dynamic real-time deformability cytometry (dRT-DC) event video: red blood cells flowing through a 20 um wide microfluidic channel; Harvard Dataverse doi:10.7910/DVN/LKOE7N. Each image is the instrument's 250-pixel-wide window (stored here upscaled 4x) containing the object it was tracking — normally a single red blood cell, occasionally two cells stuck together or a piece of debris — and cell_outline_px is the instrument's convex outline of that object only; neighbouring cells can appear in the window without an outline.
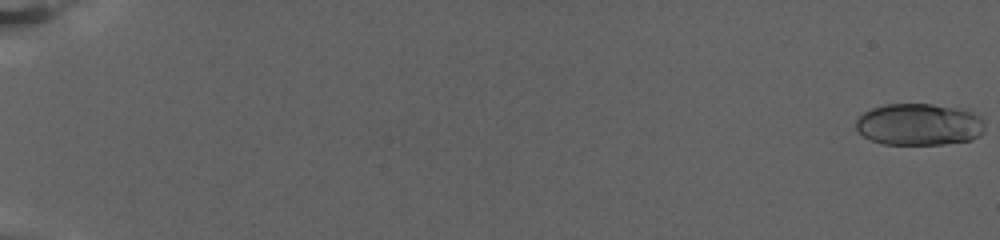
{"species": "human", "species_latin": "Homo sapiens", "temperature_condition": "warm", "stored_images_in_passage": 76, "camera_frame_rate_fps": 3000, "um_per_image_px": 0.085, "donor": {"sex": "female"}, "frame": {"image": 1, "passage_image": 1, "time_ms": 0.0, "image_size_px": [1000, 240], "cell_outline_px": [[984, 132], [972, 140], [944, 144], [884, 144], [872, 140], [864, 136], [856, 128], [856, 120], [864, 112], [872, 108], [884, 104], [932, 104], [956, 108], [972, 112], [984, 120]], "centroid_in_image_um": [78.13, 10.58], "position_along_channel_um": 6.9, "area_um2": 31.39}}
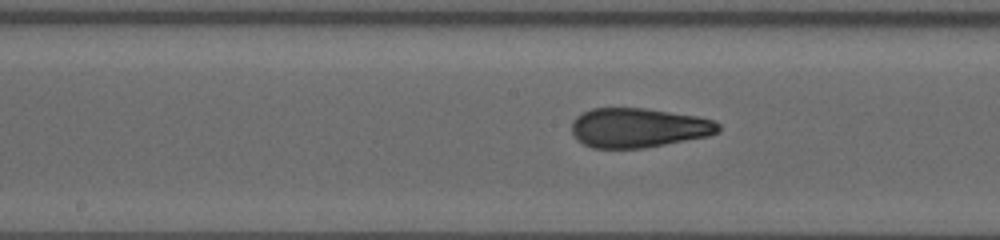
{"frame": {"image": 2, "passage_image": 43, "time_ms": 14.0, "image_size_px": [1000, 240], "cell_outline_px": [[720, 132], [708, 136], [644, 148], [592, 148], [576, 140], [572, 132], [572, 120], [580, 112], [592, 108], [644, 108], [696, 116], [712, 120], [720, 124]], "centroid_in_image_um": [54.23, 10.86], "position_along_channel_um": 194.0, "area_um2": 33.87}}
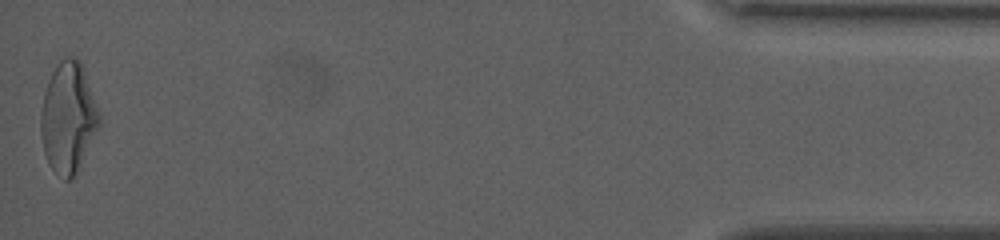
{"frame": {"image": 3, "passage_image": 76, "time_ms": 25.0, "image_size_px": [1000, 240], "cell_outline_px": [[100, 124], [72, 176], [68, 180], [64, 180], [48, 164], [44, 152], [40, 132], [40, 112], [44, 92], [48, 80], [52, 72], [60, 60], [68, 56], [76, 56], [80, 60], [100, 116]], "centroid_in_image_um": [5.75, 9.94], "position_along_channel_um": 429.5, "area_um2": 36.82}, "authors_computed_cell_mechanics": {"area_um2": 33.1772, "velocity_mm_per_s": 2.8634, "shape_relaxation_time_tau1_ms": 10.3663, "shape_relaxation_time_tau2_ms": 1.3689, "deformation_change_tau1": 0.2697, "deformation_change_tau2": 0.0876}}